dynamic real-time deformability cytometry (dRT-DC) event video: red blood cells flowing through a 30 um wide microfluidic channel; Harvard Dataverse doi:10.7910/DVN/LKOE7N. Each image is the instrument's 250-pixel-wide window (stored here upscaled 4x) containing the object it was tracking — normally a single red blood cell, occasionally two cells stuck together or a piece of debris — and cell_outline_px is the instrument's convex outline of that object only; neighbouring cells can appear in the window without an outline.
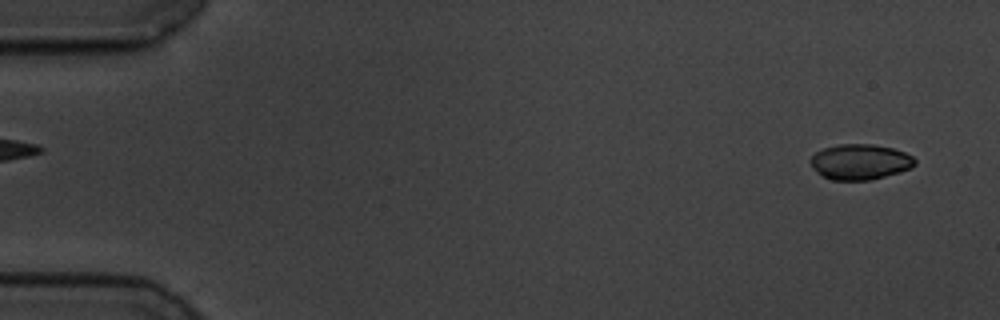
{"species": "common noctule bat (a hibernating species)", "species_latin": "Nyctalus noctula", "temperature_condition": "cold", "stored_images_in_passage": 55, "camera_frame_rate_fps": 3000, "um_per_image_px": 0.085, "animal": {"sex": "male", "body_mass_g": 19.5, "forearm_length_mm": 54.6}, "frame": {"image": 1, "passage_image": 1, "time_ms": 0.0, "image_size_px": [1000, 320], "cell_outline_px": [[916, 164], [912, 168], [900, 172], [868, 180], [832, 180], [816, 172], [812, 168], [808, 160], [816, 152], [824, 148], [840, 144], [872, 144], [892, 148], [904, 152], [912, 156], [916, 160]], "centroid_in_image_um": [73.1, 13.76], "position_along_channel_um": 11.9, "area_um2": 21.62}}
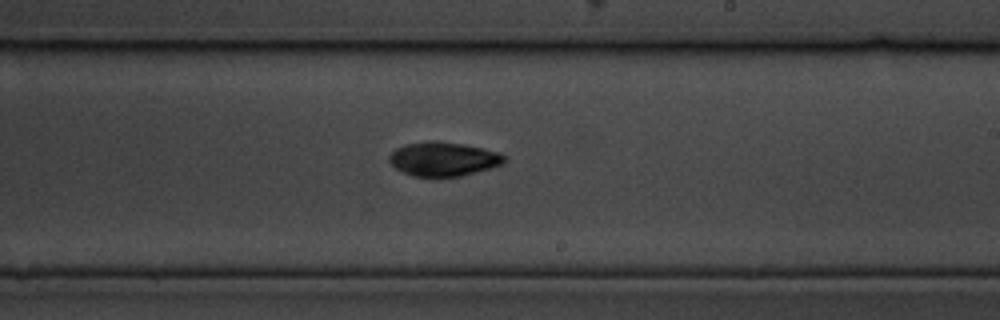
{"frame": {"image": 2, "passage_image": 32, "time_ms": 10.333, "image_size_px": [1000, 320], "cell_outline_px": [[504, 164], [460, 176], [412, 176], [396, 168], [388, 160], [388, 156], [396, 148], [404, 144], [432, 140], [436, 140], [460, 144], [500, 152], [504, 156]], "centroid_in_image_um": [37.65, 13.5], "position_along_channel_um": 251.3, "area_um2": 22.6}}
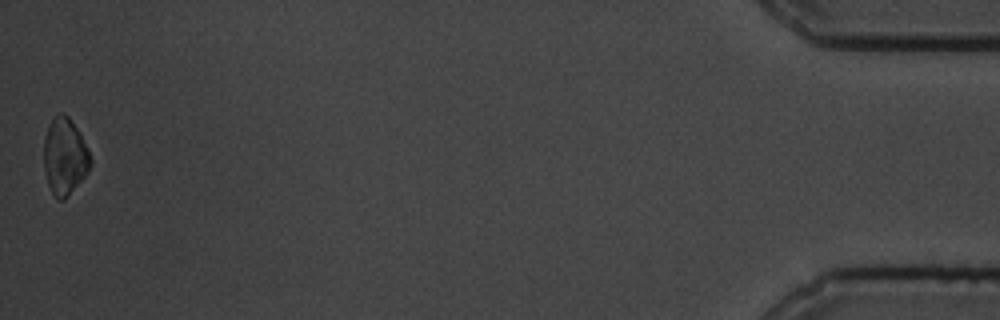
{"frame": {"image": 3, "passage_image": 55, "time_ms": 18.0, "image_size_px": [1000, 320], "cell_outline_px": [[92, 164], [88, 172], [64, 200], [60, 200], [52, 192], [48, 184], [44, 168], [44, 136], [48, 124], [60, 112], [68, 116], [80, 132], [88, 148], [92, 160]], "centroid_in_image_um": [5.51, 13.27], "position_along_channel_um": 429.7, "area_um2": 20.87}, "authors_computed_cell_mechanics": {"area_um2": 22.0218, "velocity_mm_per_s": 3.5147, "shape_relaxation_time_tau1_ms": 2.5163, "shape_relaxation_time_tau2_ms": 1.5796, "deformation_change_tau1": 0.1057, "deformation_change_tau2": 0.0337}}